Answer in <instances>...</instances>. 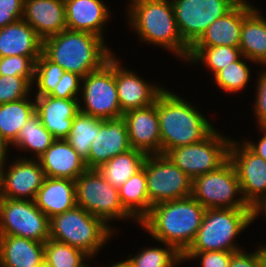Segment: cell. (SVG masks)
Segmentation results:
<instances>
[{
	"label": "cell",
	"mask_w": 266,
	"mask_h": 267,
	"mask_svg": "<svg viewBox=\"0 0 266 267\" xmlns=\"http://www.w3.org/2000/svg\"><path fill=\"white\" fill-rule=\"evenodd\" d=\"M205 211L197 200L189 196L152 206L140 224L154 240L173 246L182 255L195 239Z\"/></svg>",
	"instance_id": "1"
},
{
	"label": "cell",
	"mask_w": 266,
	"mask_h": 267,
	"mask_svg": "<svg viewBox=\"0 0 266 267\" xmlns=\"http://www.w3.org/2000/svg\"><path fill=\"white\" fill-rule=\"evenodd\" d=\"M104 38L84 31L65 29L43 40L42 53L66 72L82 78L100 69L113 56Z\"/></svg>",
	"instance_id": "2"
},
{
	"label": "cell",
	"mask_w": 266,
	"mask_h": 267,
	"mask_svg": "<svg viewBox=\"0 0 266 267\" xmlns=\"http://www.w3.org/2000/svg\"><path fill=\"white\" fill-rule=\"evenodd\" d=\"M161 154L204 140L213 130L211 123L194 106L164 89L158 96Z\"/></svg>",
	"instance_id": "3"
},
{
	"label": "cell",
	"mask_w": 266,
	"mask_h": 267,
	"mask_svg": "<svg viewBox=\"0 0 266 267\" xmlns=\"http://www.w3.org/2000/svg\"><path fill=\"white\" fill-rule=\"evenodd\" d=\"M129 6V23L140 39L165 47L187 60L190 47L178 30L172 1L140 0Z\"/></svg>",
	"instance_id": "4"
},
{
	"label": "cell",
	"mask_w": 266,
	"mask_h": 267,
	"mask_svg": "<svg viewBox=\"0 0 266 267\" xmlns=\"http://www.w3.org/2000/svg\"><path fill=\"white\" fill-rule=\"evenodd\" d=\"M50 239L80 249L89 257L97 254L112 234V228L102 219L82 207L50 218Z\"/></svg>",
	"instance_id": "5"
},
{
	"label": "cell",
	"mask_w": 266,
	"mask_h": 267,
	"mask_svg": "<svg viewBox=\"0 0 266 267\" xmlns=\"http://www.w3.org/2000/svg\"><path fill=\"white\" fill-rule=\"evenodd\" d=\"M252 221V209H206L196 237L185 252L240 251L233 239Z\"/></svg>",
	"instance_id": "6"
},
{
	"label": "cell",
	"mask_w": 266,
	"mask_h": 267,
	"mask_svg": "<svg viewBox=\"0 0 266 267\" xmlns=\"http://www.w3.org/2000/svg\"><path fill=\"white\" fill-rule=\"evenodd\" d=\"M240 182L233 163L228 160L215 171L192 179L191 196L205 209H252L241 196Z\"/></svg>",
	"instance_id": "7"
},
{
	"label": "cell",
	"mask_w": 266,
	"mask_h": 267,
	"mask_svg": "<svg viewBox=\"0 0 266 267\" xmlns=\"http://www.w3.org/2000/svg\"><path fill=\"white\" fill-rule=\"evenodd\" d=\"M77 206L102 219L133 218L122 206L119 189L109 184L97 169H87L75 179Z\"/></svg>",
	"instance_id": "8"
},
{
	"label": "cell",
	"mask_w": 266,
	"mask_h": 267,
	"mask_svg": "<svg viewBox=\"0 0 266 267\" xmlns=\"http://www.w3.org/2000/svg\"><path fill=\"white\" fill-rule=\"evenodd\" d=\"M232 140L215 129L202 141L169 150L165 155L185 174L194 179L220 168L229 160Z\"/></svg>",
	"instance_id": "9"
},
{
	"label": "cell",
	"mask_w": 266,
	"mask_h": 267,
	"mask_svg": "<svg viewBox=\"0 0 266 267\" xmlns=\"http://www.w3.org/2000/svg\"><path fill=\"white\" fill-rule=\"evenodd\" d=\"M149 202L152 206L191 196L192 178L166 155H147L143 163Z\"/></svg>",
	"instance_id": "10"
},
{
	"label": "cell",
	"mask_w": 266,
	"mask_h": 267,
	"mask_svg": "<svg viewBox=\"0 0 266 267\" xmlns=\"http://www.w3.org/2000/svg\"><path fill=\"white\" fill-rule=\"evenodd\" d=\"M82 81L85 107L79 105L80 112L103 120L123 116L115 82L114 55L100 69L82 78Z\"/></svg>",
	"instance_id": "11"
},
{
	"label": "cell",
	"mask_w": 266,
	"mask_h": 267,
	"mask_svg": "<svg viewBox=\"0 0 266 267\" xmlns=\"http://www.w3.org/2000/svg\"><path fill=\"white\" fill-rule=\"evenodd\" d=\"M50 219L32 200L0 198V235H12L45 243Z\"/></svg>",
	"instance_id": "12"
},
{
	"label": "cell",
	"mask_w": 266,
	"mask_h": 267,
	"mask_svg": "<svg viewBox=\"0 0 266 267\" xmlns=\"http://www.w3.org/2000/svg\"><path fill=\"white\" fill-rule=\"evenodd\" d=\"M240 0H172L180 35L191 48L215 20Z\"/></svg>",
	"instance_id": "13"
},
{
	"label": "cell",
	"mask_w": 266,
	"mask_h": 267,
	"mask_svg": "<svg viewBox=\"0 0 266 267\" xmlns=\"http://www.w3.org/2000/svg\"><path fill=\"white\" fill-rule=\"evenodd\" d=\"M229 160L236 169L242 197L249 207H254L266 198V161L245 144L239 147L233 141L229 149Z\"/></svg>",
	"instance_id": "14"
},
{
	"label": "cell",
	"mask_w": 266,
	"mask_h": 267,
	"mask_svg": "<svg viewBox=\"0 0 266 267\" xmlns=\"http://www.w3.org/2000/svg\"><path fill=\"white\" fill-rule=\"evenodd\" d=\"M38 161V162H37ZM19 159L11 163L7 173L0 167V198L34 201L46 178L39 160Z\"/></svg>",
	"instance_id": "15"
},
{
	"label": "cell",
	"mask_w": 266,
	"mask_h": 267,
	"mask_svg": "<svg viewBox=\"0 0 266 267\" xmlns=\"http://www.w3.org/2000/svg\"><path fill=\"white\" fill-rule=\"evenodd\" d=\"M131 148L146 155L161 154L158 97L150 106L123 113Z\"/></svg>",
	"instance_id": "16"
},
{
	"label": "cell",
	"mask_w": 266,
	"mask_h": 267,
	"mask_svg": "<svg viewBox=\"0 0 266 267\" xmlns=\"http://www.w3.org/2000/svg\"><path fill=\"white\" fill-rule=\"evenodd\" d=\"M132 149L125 119H101L99 134L91 143L88 158L85 160L87 169H98L115 156Z\"/></svg>",
	"instance_id": "17"
},
{
	"label": "cell",
	"mask_w": 266,
	"mask_h": 267,
	"mask_svg": "<svg viewBox=\"0 0 266 267\" xmlns=\"http://www.w3.org/2000/svg\"><path fill=\"white\" fill-rule=\"evenodd\" d=\"M34 101L35 113L42 125L55 139H66L71 131L73 119L80 112V100L36 95Z\"/></svg>",
	"instance_id": "18"
},
{
	"label": "cell",
	"mask_w": 266,
	"mask_h": 267,
	"mask_svg": "<svg viewBox=\"0 0 266 267\" xmlns=\"http://www.w3.org/2000/svg\"><path fill=\"white\" fill-rule=\"evenodd\" d=\"M22 19L42 40L67 29L64 0H24Z\"/></svg>",
	"instance_id": "19"
},
{
	"label": "cell",
	"mask_w": 266,
	"mask_h": 267,
	"mask_svg": "<svg viewBox=\"0 0 266 267\" xmlns=\"http://www.w3.org/2000/svg\"><path fill=\"white\" fill-rule=\"evenodd\" d=\"M120 67L118 59L115 58V82L121 111L125 113L155 103L164 89L148 84L132 71Z\"/></svg>",
	"instance_id": "20"
},
{
	"label": "cell",
	"mask_w": 266,
	"mask_h": 267,
	"mask_svg": "<svg viewBox=\"0 0 266 267\" xmlns=\"http://www.w3.org/2000/svg\"><path fill=\"white\" fill-rule=\"evenodd\" d=\"M38 160L46 177L75 180L87 170L85 160L65 139H56Z\"/></svg>",
	"instance_id": "21"
},
{
	"label": "cell",
	"mask_w": 266,
	"mask_h": 267,
	"mask_svg": "<svg viewBox=\"0 0 266 267\" xmlns=\"http://www.w3.org/2000/svg\"><path fill=\"white\" fill-rule=\"evenodd\" d=\"M239 48L244 59L266 65V20L246 0H243Z\"/></svg>",
	"instance_id": "22"
},
{
	"label": "cell",
	"mask_w": 266,
	"mask_h": 267,
	"mask_svg": "<svg viewBox=\"0 0 266 267\" xmlns=\"http://www.w3.org/2000/svg\"><path fill=\"white\" fill-rule=\"evenodd\" d=\"M67 29L84 31L103 38L109 10L101 0H64Z\"/></svg>",
	"instance_id": "23"
},
{
	"label": "cell",
	"mask_w": 266,
	"mask_h": 267,
	"mask_svg": "<svg viewBox=\"0 0 266 267\" xmlns=\"http://www.w3.org/2000/svg\"><path fill=\"white\" fill-rule=\"evenodd\" d=\"M34 202L49 219L75 208V180L46 177Z\"/></svg>",
	"instance_id": "24"
},
{
	"label": "cell",
	"mask_w": 266,
	"mask_h": 267,
	"mask_svg": "<svg viewBox=\"0 0 266 267\" xmlns=\"http://www.w3.org/2000/svg\"><path fill=\"white\" fill-rule=\"evenodd\" d=\"M43 40L23 19L0 28V58L8 56H40Z\"/></svg>",
	"instance_id": "25"
},
{
	"label": "cell",
	"mask_w": 266,
	"mask_h": 267,
	"mask_svg": "<svg viewBox=\"0 0 266 267\" xmlns=\"http://www.w3.org/2000/svg\"><path fill=\"white\" fill-rule=\"evenodd\" d=\"M45 243L12 235H0V267H38Z\"/></svg>",
	"instance_id": "26"
},
{
	"label": "cell",
	"mask_w": 266,
	"mask_h": 267,
	"mask_svg": "<svg viewBox=\"0 0 266 267\" xmlns=\"http://www.w3.org/2000/svg\"><path fill=\"white\" fill-rule=\"evenodd\" d=\"M243 24V0L215 20L192 47H239Z\"/></svg>",
	"instance_id": "27"
},
{
	"label": "cell",
	"mask_w": 266,
	"mask_h": 267,
	"mask_svg": "<svg viewBox=\"0 0 266 267\" xmlns=\"http://www.w3.org/2000/svg\"><path fill=\"white\" fill-rule=\"evenodd\" d=\"M119 195L124 209L139 223L152 208L143 168L119 188Z\"/></svg>",
	"instance_id": "28"
},
{
	"label": "cell",
	"mask_w": 266,
	"mask_h": 267,
	"mask_svg": "<svg viewBox=\"0 0 266 267\" xmlns=\"http://www.w3.org/2000/svg\"><path fill=\"white\" fill-rule=\"evenodd\" d=\"M147 157L142 151L130 149L104 163L97 170L113 187L119 189L130 177L143 167Z\"/></svg>",
	"instance_id": "29"
},
{
	"label": "cell",
	"mask_w": 266,
	"mask_h": 267,
	"mask_svg": "<svg viewBox=\"0 0 266 267\" xmlns=\"http://www.w3.org/2000/svg\"><path fill=\"white\" fill-rule=\"evenodd\" d=\"M28 97L0 104V135L10 144L18 137L22 126L35 114V102Z\"/></svg>",
	"instance_id": "30"
},
{
	"label": "cell",
	"mask_w": 266,
	"mask_h": 267,
	"mask_svg": "<svg viewBox=\"0 0 266 267\" xmlns=\"http://www.w3.org/2000/svg\"><path fill=\"white\" fill-rule=\"evenodd\" d=\"M55 140L53 135L42 125L39 116L35 113L22 126L17 139L12 145L34 151L38 159Z\"/></svg>",
	"instance_id": "31"
},
{
	"label": "cell",
	"mask_w": 266,
	"mask_h": 267,
	"mask_svg": "<svg viewBox=\"0 0 266 267\" xmlns=\"http://www.w3.org/2000/svg\"><path fill=\"white\" fill-rule=\"evenodd\" d=\"M100 120L82 112L73 119L71 131L65 140L84 160L88 158L91 143L99 134Z\"/></svg>",
	"instance_id": "32"
},
{
	"label": "cell",
	"mask_w": 266,
	"mask_h": 267,
	"mask_svg": "<svg viewBox=\"0 0 266 267\" xmlns=\"http://www.w3.org/2000/svg\"><path fill=\"white\" fill-rule=\"evenodd\" d=\"M239 47L217 46V47H191L187 61L204 62L216 75L221 69L241 58Z\"/></svg>",
	"instance_id": "33"
},
{
	"label": "cell",
	"mask_w": 266,
	"mask_h": 267,
	"mask_svg": "<svg viewBox=\"0 0 266 267\" xmlns=\"http://www.w3.org/2000/svg\"><path fill=\"white\" fill-rule=\"evenodd\" d=\"M89 257L80 249L69 244L48 239L45 242L44 259L55 267H88L83 263Z\"/></svg>",
	"instance_id": "34"
},
{
	"label": "cell",
	"mask_w": 266,
	"mask_h": 267,
	"mask_svg": "<svg viewBox=\"0 0 266 267\" xmlns=\"http://www.w3.org/2000/svg\"><path fill=\"white\" fill-rule=\"evenodd\" d=\"M165 248H148L137 253L128 261L134 267H175L182 261V255L171 245L165 244Z\"/></svg>",
	"instance_id": "35"
},
{
	"label": "cell",
	"mask_w": 266,
	"mask_h": 267,
	"mask_svg": "<svg viewBox=\"0 0 266 267\" xmlns=\"http://www.w3.org/2000/svg\"><path fill=\"white\" fill-rule=\"evenodd\" d=\"M65 72L60 65L50 61L42 53L35 62L34 80L36 79V85H38L37 95L49 96Z\"/></svg>",
	"instance_id": "36"
},
{
	"label": "cell",
	"mask_w": 266,
	"mask_h": 267,
	"mask_svg": "<svg viewBox=\"0 0 266 267\" xmlns=\"http://www.w3.org/2000/svg\"><path fill=\"white\" fill-rule=\"evenodd\" d=\"M217 85L226 92H237L245 88L250 79V69L240 58L221 69L215 76Z\"/></svg>",
	"instance_id": "37"
},
{
	"label": "cell",
	"mask_w": 266,
	"mask_h": 267,
	"mask_svg": "<svg viewBox=\"0 0 266 267\" xmlns=\"http://www.w3.org/2000/svg\"><path fill=\"white\" fill-rule=\"evenodd\" d=\"M40 56H8L0 58L1 76L25 77L32 85L35 73V62Z\"/></svg>",
	"instance_id": "38"
},
{
	"label": "cell",
	"mask_w": 266,
	"mask_h": 267,
	"mask_svg": "<svg viewBox=\"0 0 266 267\" xmlns=\"http://www.w3.org/2000/svg\"><path fill=\"white\" fill-rule=\"evenodd\" d=\"M31 87L32 84L25 77L0 75V104L26 98Z\"/></svg>",
	"instance_id": "39"
},
{
	"label": "cell",
	"mask_w": 266,
	"mask_h": 267,
	"mask_svg": "<svg viewBox=\"0 0 266 267\" xmlns=\"http://www.w3.org/2000/svg\"><path fill=\"white\" fill-rule=\"evenodd\" d=\"M234 253L226 251L184 252L182 261L200 257L202 267H230L231 256Z\"/></svg>",
	"instance_id": "40"
},
{
	"label": "cell",
	"mask_w": 266,
	"mask_h": 267,
	"mask_svg": "<svg viewBox=\"0 0 266 267\" xmlns=\"http://www.w3.org/2000/svg\"><path fill=\"white\" fill-rule=\"evenodd\" d=\"M82 77L71 72H65L57 83L54 91L49 95L57 98L72 99L77 98Z\"/></svg>",
	"instance_id": "41"
},
{
	"label": "cell",
	"mask_w": 266,
	"mask_h": 267,
	"mask_svg": "<svg viewBox=\"0 0 266 267\" xmlns=\"http://www.w3.org/2000/svg\"><path fill=\"white\" fill-rule=\"evenodd\" d=\"M24 0H0V28L23 18Z\"/></svg>",
	"instance_id": "42"
},
{
	"label": "cell",
	"mask_w": 266,
	"mask_h": 267,
	"mask_svg": "<svg viewBox=\"0 0 266 267\" xmlns=\"http://www.w3.org/2000/svg\"><path fill=\"white\" fill-rule=\"evenodd\" d=\"M257 85L254 113L258 117L257 119L261 128L266 127V72L260 74Z\"/></svg>",
	"instance_id": "43"
},
{
	"label": "cell",
	"mask_w": 266,
	"mask_h": 267,
	"mask_svg": "<svg viewBox=\"0 0 266 267\" xmlns=\"http://www.w3.org/2000/svg\"><path fill=\"white\" fill-rule=\"evenodd\" d=\"M230 267H261V247L254 253L237 251L231 256Z\"/></svg>",
	"instance_id": "44"
},
{
	"label": "cell",
	"mask_w": 266,
	"mask_h": 267,
	"mask_svg": "<svg viewBox=\"0 0 266 267\" xmlns=\"http://www.w3.org/2000/svg\"><path fill=\"white\" fill-rule=\"evenodd\" d=\"M264 135L258 141V144L252 142H244V144L256 155L262 157L266 161V127H261Z\"/></svg>",
	"instance_id": "45"
},
{
	"label": "cell",
	"mask_w": 266,
	"mask_h": 267,
	"mask_svg": "<svg viewBox=\"0 0 266 267\" xmlns=\"http://www.w3.org/2000/svg\"><path fill=\"white\" fill-rule=\"evenodd\" d=\"M11 145L0 135V167L5 166L7 147Z\"/></svg>",
	"instance_id": "46"
},
{
	"label": "cell",
	"mask_w": 266,
	"mask_h": 267,
	"mask_svg": "<svg viewBox=\"0 0 266 267\" xmlns=\"http://www.w3.org/2000/svg\"><path fill=\"white\" fill-rule=\"evenodd\" d=\"M259 211H265L264 213L266 215V198L260 200L254 207H252V220L258 216V213L260 214Z\"/></svg>",
	"instance_id": "47"
},
{
	"label": "cell",
	"mask_w": 266,
	"mask_h": 267,
	"mask_svg": "<svg viewBox=\"0 0 266 267\" xmlns=\"http://www.w3.org/2000/svg\"><path fill=\"white\" fill-rule=\"evenodd\" d=\"M261 267H266V249L261 246Z\"/></svg>",
	"instance_id": "48"
},
{
	"label": "cell",
	"mask_w": 266,
	"mask_h": 267,
	"mask_svg": "<svg viewBox=\"0 0 266 267\" xmlns=\"http://www.w3.org/2000/svg\"><path fill=\"white\" fill-rule=\"evenodd\" d=\"M111 267H134V266L128 260H126V261L117 262Z\"/></svg>",
	"instance_id": "49"
},
{
	"label": "cell",
	"mask_w": 266,
	"mask_h": 267,
	"mask_svg": "<svg viewBox=\"0 0 266 267\" xmlns=\"http://www.w3.org/2000/svg\"><path fill=\"white\" fill-rule=\"evenodd\" d=\"M42 267H55L52 264H50L49 262H47L45 259L42 262Z\"/></svg>",
	"instance_id": "50"
}]
</instances>
